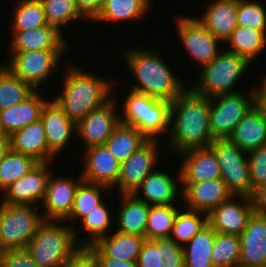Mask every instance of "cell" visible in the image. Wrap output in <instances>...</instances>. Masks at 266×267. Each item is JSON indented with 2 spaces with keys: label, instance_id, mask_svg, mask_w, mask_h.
<instances>
[{
  "label": "cell",
  "instance_id": "1",
  "mask_svg": "<svg viewBox=\"0 0 266 267\" xmlns=\"http://www.w3.org/2000/svg\"><path fill=\"white\" fill-rule=\"evenodd\" d=\"M169 142L166 153L178 155L190 149L209 147L214 140L209 126V98L189 86L170 105Z\"/></svg>",
  "mask_w": 266,
  "mask_h": 267
},
{
  "label": "cell",
  "instance_id": "2",
  "mask_svg": "<svg viewBox=\"0 0 266 267\" xmlns=\"http://www.w3.org/2000/svg\"><path fill=\"white\" fill-rule=\"evenodd\" d=\"M67 64L62 77V91L54 96L67 117L76 124L91 111L104 106L114 97L116 82L85 69Z\"/></svg>",
  "mask_w": 266,
  "mask_h": 267
},
{
  "label": "cell",
  "instance_id": "3",
  "mask_svg": "<svg viewBox=\"0 0 266 267\" xmlns=\"http://www.w3.org/2000/svg\"><path fill=\"white\" fill-rule=\"evenodd\" d=\"M120 51L127 69L137 79V84L132 83L130 90L172 102L186 89L187 84L185 86V82L174 74L157 50L124 46Z\"/></svg>",
  "mask_w": 266,
  "mask_h": 267
},
{
  "label": "cell",
  "instance_id": "4",
  "mask_svg": "<svg viewBox=\"0 0 266 267\" xmlns=\"http://www.w3.org/2000/svg\"><path fill=\"white\" fill-rule=\"evenodd\" d=\"M125 99V100H124ZM120 123L135 127L147 139H160L169 132L170 105L146 94L130 90L126 98H121Z\"/></svg>",
  "mask_w": 266,
  "mask_h": 267
},
{
  "label": "cell",
  "instance_id": "5",
  "mask_svg": "<svg viewBox=\"0 0 266 267\" xmlns=\"http://www.w3.org/2000/svg\"><path fill=\"white\" fill-rule=\"evenodd\" d=\"M80 247L69 223L44 220L25 249L39 267H59Z\"/></svg>",
  "mask_w": 266,
  "mask_h": 267
},
{
  "label": "cell",
  "instance_id": "6",
  "mask_svg": "<svg viewBox=\"0 0 266 267\" xmlns=\"http://www.w3.org/2000/svg\"><path fill=\"white\" fill-rule=\"evenodd\" d=\"M250 65L245 58L222 48L217 57L199 71L195 84L189 87L207 98L239 92L235 89L236 84L246 70L249 72Z\"/></svg>",
  "mask_w": 266,
  "mask_h": 267
},
{
  "label": "cell",
  "instance_id": "7",
  "mask_svg": "<svg viewBox=\"0 0 266 267\" xmlns=\"http://www.w3.org/2000/svg\"><path fill=\"white\" fill-rule=\"evenodd\" d=\"M252 89L246 94L239 91L209 98V126L213 139H228L237 124L259 101L260 83Z\"/></svg>",
  "mask_w": 266,
  "mask_h": 267
},
{
  "label": "cell",
  "instance_id": "8",
  "mask_svg": "<svg viewBox=\"0 0 266 267\" xmlns=\"http://www.w3.org/2000/svg\"><path fill=\"white\" fill-rule=\"evenodd\" d=\"M38 207L0 201V252L26 248L44 221Z\"/></svg>",
  "mask_w": 266,
  "mask_h": 267
},
{
  "label": "cell",
  "instance_id": "9",
  "mask_svg": "<svg viewBox=\"0 0 266 267\" xmlns=\"http://www.w3.org/2000/svg\"><path fill=\"white\" fill-rule=\"evenodd\" d=\"M67 49L33 50L25 52H10L5 64L24 83L29 84L34 90L50 81L59 70L60 59L65 58ZM53 76V77H52Z\"/></svg>",
  "mask_w": 266,
  "mask_h": 267
},
{
  "label": "cell",
  "instance_id": "10",
  "mask_svg": "<svg viewBox=\"0 0 266 267\" xmlns=\"http://www.w3.org/2000/svg\"><path fill=\"white\" fill-rule=\"evenodd\" d=\"M209 147L217 158L221 179L231 194L250 197L253 189L247 152L238 148L229 139H214Z\"/></svg>",
  "mask_w": 266,
  "mask_h": 267
},
{
  "label": "cell",
  "instance_id": "11",
  "mask_svg": "<svg viewBox=\"0 0 266 267\" xmlns=\"http://www.w3.org/2000/svg\"><path fill=\"white\" fill-rule=\"evenodd\" d=\"M160 142L162 141L158 139H148L136 152L121 163L117 184L111 190L116 189L119 195H132L142 181L159 167L162 154L163 156L167 154L165 147L160 146Z\"/></svg>",
  "mask_w": 266,
  "mask_h": 267
},
{
  "label": "cell",
  "instance_id": "12",
  "mask_svg": "<svg viewBox=\"0 0 266 267\" xmlns=\"http://www.w3.org/2000/svg\"><path fill=\"white\" fill-rule=\"evenodd\" d=\"M175 19L181 46H184L186 53L194 63L202 68L207 66L222 50L219 46L222 43L208 31L196 16L177 15Z\"/></svg>",
  "mask_w": 266,
  "mask_h": 267
},
{
  "label": "cell",
  "instance_id": "13",
  "mask_svg": "<svg viewBox=\"0 0 266 267\" xmlns=\"http://www.w3.org/2000/svg\"><path fill=\"white\" fill-rule=\"evenodd\" d=\"M116 94L104 106L88 113L76 124V137L83 141L84 148L105 145V142L120 124ZM81 138V139H80Z\"/></svg>",
  "mask_w": 266,
  "mask_h": 267
},
{
  "label": "cell",
  "instance_id": "14",
  "mask_svg": "<svg viewBox=\"0 0 266 267\" xmlns=\"http://www.w3.org/2000/svg\"><path fill=\"white\" fill-rule=\"evenodd\" d=\"M83 181L81 174L76 179L68 176H55L51 173L47 185L44 200L40 207L43 220L64 221L72 210L74 198L79 184Z\"/></svg>",
  "mask_w": 266,
  "mask_h": 267
},
{
  "label": "cell",
  "instance_id": "15",
  "mask_svg": "<svg viewBox=\"0 0 266 267\" xmlns=\"http://www.w3.org/2000/svg\"><path fill=\"white\" fill-rule=\"evenodd\" d=\"M50 163H39L32 171L8 186L0 201L10 205H41L48 178L53 170Z\"/></svg>",
  "mask_w": 266,
  "mask_h": 267
},
{
  "label": "cell",
  "instance_id": "16",
  "mask_svg": "<svg viewBox=\"0 0 266 267\" xmlns=\"http://www.w3.org/2000/svg\"><path fill=\"white\" fill-rule=\"evenodd\" d=\"M253 213L250 197L232 196L207 214V222L217 233L240 236Z\"/></svg>",
  "mask_w": 266,
  "mask_h": 267
},
{
  "label": "cell",
  "instance_id": "17",
  "mask_svg": "<svg viewBox=\"0 0 266 267\" xmlns=\"http://www.w3.org/2000/svg\"><path fill=\"white\" fill-rule=\"evenodd\" d=\"M81 177L89 183L101 184L112 189L118 181L121 164L105 145L83 149Z\"/></svg>",
  "mask_w": 266,
  "mask_h": 267
},
{
  "label": "cell",
  "instance_id": "18",
  "mask_svg": "<svg viewBox=\"0 0 266 267\" xmlns=\"http://www.w3.org/2000/svg\"><path fill=\"white\" fill-rule=\"evenodd\" d=\"M157 167L151 172L132 194L135 198L146 202L148 205H172L178 203L181 197V175H171L169 171L159 170ZM179 193V194H178ZM141 195V196H140Z\"/></svg>",
  "mask_w": 266,
  "mask_h": 267
},
{
  "label": "cell",
  "instance_id": "19",
  "mask_svg": "<svg viewBox=\"0 0 266 267\" xmlns=\"http://www.w3.org/2000/svg\"><path fill=\"white\" fill-rule=\"evenodd\" d=\"M184 209L209 213L233 195L221 178L197 183H181ZM184 202V203H183Z\"/></svg>",
  "mask_w": 266,
  "mask_h": 267
},
{
  "label": "cell",
  "instance_id": "20",
  "mask_svg": "<svg viewBox=\"0 0 266 267\" xmlns=\"http://www.w3.org/2000/svg\"><path fill=\"white\" fill-rule=\"evenodd\" d=\"M53 98L44 104L40 120L44 126L48 149L57 157L74 140L72 138L76 136V123L67 117Z\"/></svg>",
  "mask_w": 266,
  "mask_h": 267
},
{
  "label": "cell",
  "instance_id": "21",
  "mask_svg": "<svg viewBox=\"0 0 266 267\" xmlns=\"http://www.w3.org/2000/svg\"><path fill=\"white\" fill-rule=\"evenodd\" d=\"M239 237L238 267H266V215L254 212Z\"/></svg>",
  "mask_w": 266,
  "mask_h": 267
},
{
  "label": "cell",
  "instance_id": "22",
  "mask_svg": "<svg viewBox=\"0 0 266 267\" xmlns=\"http://www.w3.org/2000/svg\"><path fill=\"white\" fill-rule=\"evenodd\" d=\"M181 183H197L221 178L217 158L210 147L190 149L178 154Z\"/></svg>",
  "mask_w": 266,
  "mask_h": 267
},
{
  "label": "cell",
  "instance_id": "23",
  "mask_svg": "<svg viewBox=\"0 0 266 267\" xmlns=\"http://www.w3.org/2000/svg\"><path fill=\"white\" fill-rule=\"evenodd\" d=\"M9 140L11 150L30 156L39 163H54L57 160V157L48 149L41 120L13 132Z\"/></svg>",
  "mask_w": 266,
  "mask_h": 267
},
{
  "label": "cell",
  "instance_id": "24",
  "mask_svg": "<svg viewBox=\"0 0 266 267\" xmlns=\"http://www.w3.org/2000/svg\"><path fill=\"white\" fill-rule=\"evenodd\" d=\"M228 139L247 153L266 144V110L259 101L237 124Z\"/></svg>",
  "mask_w": 266,
  "mask_h": 267
},
{
  "label": "cell",
  "instance_id": "25",
  "mask_svg": "<svg viewBox=\"0 0 266 267\" xmlns=\"http://www.w3.org/2000/svg\"><path fill=\"white\" fill-rule=\"evenodd\" d=\"M136 262L138 267H185L183 246L170 238L145 239Z\"/></svg>",
  "mask_w": 266,
  "mask_h": 267
},
{
  "label": "cell",
  "instance_id": "26",
  "mask_svg": "<svg viewBox=\"0 0 266 267\" xmlns=\"http://www.w3.org/2000/svg\"><path fill=\"white\" fill-rule=\"evenodd\" d=\"M10 52H25L47 49H67L64 34L55 27L45 25L25 31H11Z\"/></svg>",
  "mask_w": 266,
  "mask_h": 267
},
{
  "label": "cell",
  "instance_id": "27",
  "mask_svg": "<svg viewBox=\"0 0 266 267\" xmlns=\"http://www.w3.org/2000/svg\"><path fill=\"white\" fill-rule=\"evenodd\" d=\"M197 19L222 46L237 28V0H213Z\"/></svg>",
  "mask_w": 266,
  "mask_h": 267
},
{
  "label": "cell",
  "instance_id": "28",
  "mask_svg": "<svg viewBox=\"0 0 266 267\" xmlns=\"http://www.w3.org/2000/svg\"><path fill=\"white\" fill-rule=\"evenodd\" d=\"M41 91H35L22 103L0 110V127L2 134L10 136L41 118L44 104L49 100L44 98Z\"/></svg>",
  "mask_w": 266,
  "mask_h": 267
},
{
  "label": "cell",
  "instance_id": "29",
  "mask_svg": "<svg viewBox=\"0 0 266 267\" xmlns=\"http://www.w3.org/2000/svg\"><path fill=\"white\" fill-rule=\"evenodd\" d=\"M120 207L115 219V230L145 237L150 205L135 198L133 195H119Z\"/></svg>",
  "mask_w": 266,
  "mask_h": 267
},
{
  "label": "cell",
  "instance_id": "30",
  "mask_svg": "<svg viewBox=\"0 0 266 267\" xmlns=\"http://www.w3.org/2000/svg\"><path fill=\"white\" fill-rule=\"evenodd\" d=\"M153 0H106L97 17L92 21L102 23H129L143 19L151 10Z\"/></svg>",
  "mask_w": 266,
  "mask_h": 267
},
{
  "label": "cell",
  "instance_id": "31",
  "mask_svg": "<svg viewBox=\"0 0 266 267\" xmlns=\"http://www.w3.org/2000/svg\"><path fill=\"white\" fill-rule=\"evenodd\" d=\"M224 49L245 58L250 64L260 57L266 48V34L251 27L237 28L225 41Z\"/></svg>",
  "mask_w": 266,
  "mask_h": 267
},
{
  "label": "cell",
  "instance_id": "32",
  "mask_svg": "<svg viewBox=\"0 0 266 267\" xmlns=\"http://www.w3.org/2000/svg\"><path fill=\"white\" fill-rule=\"evenodd\" d=\"M145 239L140 235H131L115 230V232L101 237L95 245L109 258L137 261Z\"/></svg>",
  "mask_w": 266,
  "mask_h": 267
},
{
  "label": "cell",
  "instance_id": "33",
  "mask_svg": "<svg viewBox=\"0 0 266 267\" xmlns=\"http://www.w3.org/2000/svg\"><path fill=\"white\" fill-rule=\"evenodd\" d=\"M110 207H108L107 202L104 200L100 205L96 206V209L89 212L85 217L80 220V227H74V236L77 243L80 246H89L95 244L101 237L109 235L112 231V214L109 212ZM112 224V225H111ZM80 228V229H79ZM87 232L86 237L82 239L79 237V232ZM87 240V241H86Z\"/></svg>",
  "mask_w": 266,
  "mask_h": 267
},
{
  "label": "cell",
  "instance_id": "34",
  "mask_svg": "<svg viewBox=\"0 0 266 267\" xmlns=\"http://www.w3.org/2000/svg\"><path fill=\"white\" fill-rule=\"evenodd\" d=\"M112 190L104 185L82 181L76 191L74 204L70 215L64 220L69 222L72 228L77 227L78 221L85 217L89 212L96 209L104 200L106 192L112 194ZM76 222V224H74Z\"/></svg>",
  "mask_w": 266,
  "mask_h": 267
},
{
  "label": "cell",
  "instance_id": "35",
  "mask_svg": "<svg viewBox=\"0 0 266 267\" xmlns=\"http://www.w3.org/2000/svg\"><path fill=\"white\" fill-rule=\"evenodd\" d=\"M216 231L207 223L183 246L185 267H214L211 250Z\"/></svg>",
  "mask_w": 266,
  "mask_h": 267
},
{
  "label": "cell",
  "instance_id": "36",
  "mask_svg": "<svg viewBox=\"0 0 266 267\" xmlns=\"http://www.w3.org/2000/svg\"><path fill=\"white\" fill-rule=\"evenodd\" d=\"M147 140L135 127L120 123L105 142V146L121 164Z\"/></svg>",
  "mask_w": 266,
  "mask_h": 267
},
{
  "label": "cell",
  "instance_id": "37",
  "mask_svg": "<svg viewBox=\"0 0 266 267\" xmlns=\"http://www.w3.org/2000/svg\"><path fill=\"white\" fill-rule=\"evenodd\" d=\"M35 91L5 64H0V110L22 103Z\"/></svg>",
  "mask_w": 266,
  "mask_h": 267
},
{
  "label": "cell",
  "instance_id": "38",
  "mask_svg": "<svg viewBox=\"0 0 266 267\" xmlns=\"http://www.w3.org/2000/svg\"><path fill=\"white\" fill-rule=\"evenodd\" d=\"M179 203L172 205H150L145 238H169L175 217L181 209Z\"/></svg>",
  "mask_w": 266,
  "mask_h": 267
},
{
  "label": "cell",
  "instance_id": "39",
  "mask_svg": "<svg viewBox=\"0 0 266 267\" xmlns=\"http://www.w3.org/2000/svg\"><path fill=\"white\" fill-rule=\"evenodd\" d=\"M12 13L11 31H25L47 25L40 0H16Z\"/></svg>",
  "mask_w": 266,
  "mask_h": 267
},
{
  "label": "cell",
  "instance_id": "40",
  "mask_svg": "<svg viewBox=\"0 0 266 267\" xmlns=\"http://www.w3.org/2000/svg\"><path fill=\"white\" fill-rule=\"evenodd\" d=\"M180 209L175 217L169 238L176 244L184 246L195 236L208 222L207 213ZM185 210V211H184Z\"/></svg>",
  "mask_w": 266,
  "mask_h": 267
},
{
  "label": "cell",
  "instance_id": "41",
  "mask_svg": "<svg viewBox=\"0 0 266 267\" xmlns=\"http://www.w3.org/2000/svg\"><path fill=\"white\" fill-rule=\"evenodd\" d=\"M44 8L47 25L63 34V26L80 20L88 21L78 10L75 0H40ZM69 24V25H68Z\"/></svg>",
  "mask_w": 266,
  "mask_h": 267
},
{
  "label": "cell",
  "instance_id": "42",
  "mask_svg": "<svg viewBox=\"0 0 266 267\" xmlns=\"http://www.w3.org/2000/svg\"><path fill=\"white\" fill-rule=\"evenodd\" d=\"M39 164L34 158L10 149L0 164V191L19 180Z\"/></svg>",
  "mask_w": 266,
  "mask_h": 267
},
{
  "label": "cell",
  "instance_id": "43",
  "mask_svg": "<svg viewBox=\"0 0 266 267\" xmlns=\"http://www.w3.org/2000/svg\"><path fill=\"white\" fill-rule=\"evenodd\" d=\"M211 257L214 267H238L240 237L216 232Z\"/></svg>",
  "mask_w": 266,
  "mask_h": 267
},
{
  "label": "cell",
  "instance_id": "44",
  "mask_svg": "<svg viewBox=\"0 0 266 267\" xmlns=\"http://www.w3.org/2000/svg\"><path fill=\"white\" fill-rule=\"evenodd\" d=\"M259 0H237V25L261 30L266 34V8Z\"/></svg>",
  "mask_w": 266,
  "mask_h": 267
},
{
  "label": "cell",
  "instance_id": "45",
  "mask_svg": "<svg viewBox=\"0 0 266 267\" xmlns=\"http://www.w3.org/2000/svg\"><path fill=\"white\" fill-rule=\"evenodd\" d=\"M252 189L266 185V144L247 153Z\"/></svg>",
  "mask_w": 266,
  "mask_h": 267
},
{
  "label": "cell",
  "instance_id": "46",
  "mask_svg": "<svg viewBox=\"0 0 266 267\" xmlns=\"http://www.w3.org/2000/svg\"><path fill=\"white\" fill-rule=\"evenodd\" d=\"M0 267H39L26 249L0 252Z\"/></svg>",
  "mask_w": 266,
  "mask_h": 267
},
{
  "label": "cell",
  "instance_id": "47",
  "mask_svg": "<svg viewBox=\"0 0 266 267\" xmlns=\"http://www.w3.org/2000/svg\"><path fill=\"white\" fill-rule=\"evenodd\" d=\"M59 267H96L92 251L87 246H81Z\"/></svg>",
  "mask_w": 266,
  "mask_h": 267
},
{
  "label": "cell",
  "instance_id": "48",
  "mask_svg": "<svg viewBox=\"0 0 266 267\" xmlns=\"http://www.w3.org/2000/svg\"><path fill=\"white\" fill-rule=\"evenodd\" d=\"M87 247L92 251L96 267H138L136 261H123L107 257L95 244Z\"/></svg>",
  "mask_w": 266,
  "mask_h": 267
},
{
  "label": "cell",
  "instance_id": "49",
  "mask_svg": "<svg viewBox=\"0 0 266 267\" xmlns=\"http://www.w3.org/2000/svg\"><path fill=\"white\" fill-rule=\"evenodd\" d=\"M105 2L106 0H75L78 10L88 22L97 17Z\"/></svg>",
  "mask_w": 266,
  "mask_h": 267
},
{
  "label": "cell",
  "instance_id": "50",
  "mask_svg": "<svg viewBox=\"0 0 266 267\" xmlns=\"http://www.w3.org/2000/svg\"><path fill=\"white\" fill-rule=\"evenodd\" d=\"M250 199L254 212L266 215V185L255 188Z\"/></svg>",
  "mask_w": 266,
  "mask_h": 267
},
{
  "label": "cell",
  "instance_id": "51",
  "mask_svg": "<svg viewBox=\"0 0 266 267\" xmlns=\"http://www.w3.org/2000/svg\"><path fill=\"white\" fill-rule=\"evenodd\" d=\"M10 140L9 136L2 135L0 136V164L3 161V158L10 151Z\"/></svg>",
  "mask_w": 266,
  "mask_h": 267
},
{
  "label": "cell",
  "instance_id": "52",
  "mask_svg": "<svg viewBox=\"0 0 266 267\" xmlns=\"http://www.w3.org/2000/svg\"><path fill=\"white\" fill-rule=\"evenodd\" d=\"M262 80L259 82L261 91L259 94V102L260 103H266V76L264 78H261Z\"/></svg>",
  "mask_w": 266,
  "mask_h": 267
},
{
  "label": "cell",
  "instance_id": "53",
  "mask_svg": "<svg viewBox=\"0 0 266 267\" xmlns=\"http://www.w3.org/2000/svg\"><path fill=\"white\" fill-rule=\"evenodd\" d=\"M262 105H263V107L265 108V110H266V103H261Z\"/></svg>",
  "mask_w": 266,
  "mask_h": 267
}]
</instances>
